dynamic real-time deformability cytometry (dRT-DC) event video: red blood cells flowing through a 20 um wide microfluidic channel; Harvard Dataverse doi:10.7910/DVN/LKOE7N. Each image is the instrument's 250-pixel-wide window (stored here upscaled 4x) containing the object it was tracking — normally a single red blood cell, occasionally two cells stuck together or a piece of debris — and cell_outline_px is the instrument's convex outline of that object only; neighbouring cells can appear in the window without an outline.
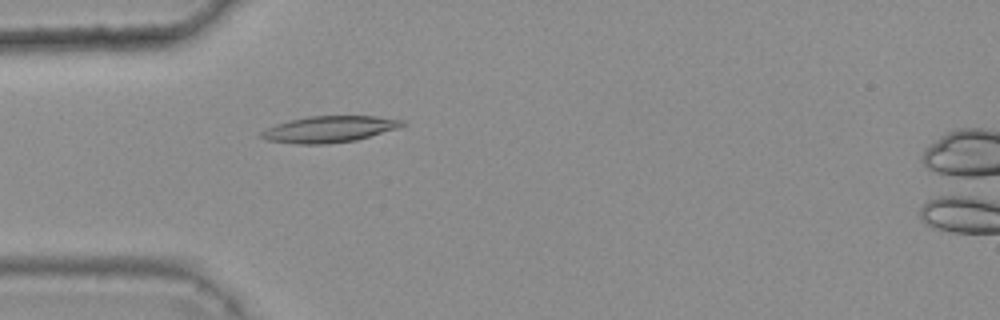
{"species": "common noctule bat (a hibernating species)", "species_latin": "Nyctalus noctula", "temperature_condition": "warm", "stored_images_in_passage": 48, "camera_frame_rate_fps": 3000, "um_per_image_px": 0.085, "animal": {"sex": "female", "body_mass_g": 25.1}, "frame": {"image": 1, "passage_image": 15, "time_ms": 4.667, "image_size_px": [1000, 320], "cell_outline_px": [[408, 124], [396, 128], [356, 140], [328, 144], [296, 144], [268, 140], [256, 136], [260, 132], [276, 124], [288, 120], [308, 116], [376, 116], [404, 120]], "centroid_in_image_um": [27.95, 10.98], "position_along_channel_um": 57.0, "area_um2": 21.68}}
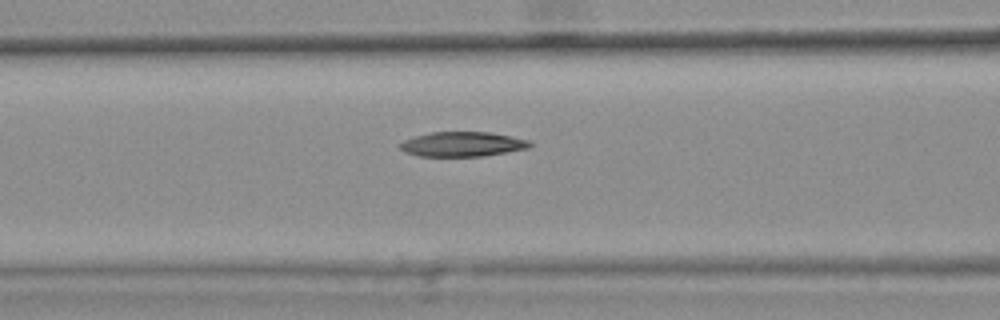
{"frame": {"image": 2, "passage_image": 21, "time_ms": 6.667, "image_size_px": [1000, 320], "cell_outline_px": [[532, 144], [528, 148], [508, 152], [484, 156], [416, 156], [404, 152], [396, 144], [404, 140], [416, 136], [432, 132], [488, 132], [532, 140]], "centroid_in_image_um": [39.3, 12.26], "position_along_channel_um": 127.3, "area_um2": 18.84}}
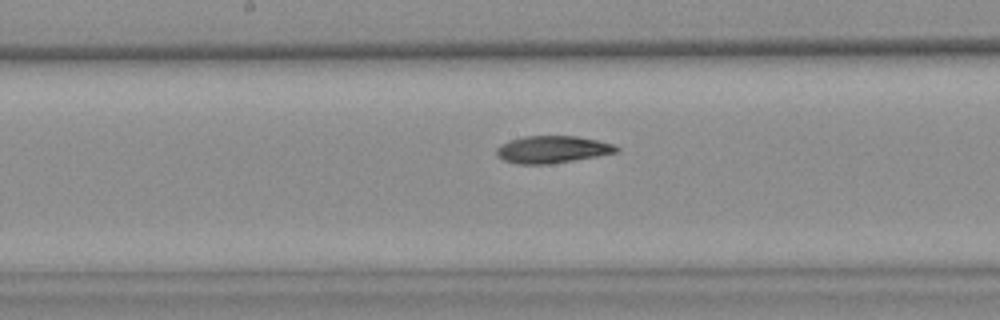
{"frame": {"image": 3, "passage_image": 27, "time_ms": 8.667, "image_size_px": [1000, 320], "cell_outline_px": [[620, 152], [548, 164], [516, 164], [504, 160], [496, 156], [496, 148], [500, 144], [524, 136], [576, 136], [596, 140], [612, 144], [620, 148]], "centroid_in_image_um": [46.92, 12.7], "position_along_channel_um": 201.3, "area_um2": 18.9}, "authors_computed_cell_mechanics": {"area_um2": 19.5653, "velocity_mm_per_s": 3.6979, "shape_relaxation_time_tau1_ms": null, "shape_relaxation_time_tau2_ms": 10.4527, "deformation_change_tau1": null, "deformation_change_tau2": 0.1716}}